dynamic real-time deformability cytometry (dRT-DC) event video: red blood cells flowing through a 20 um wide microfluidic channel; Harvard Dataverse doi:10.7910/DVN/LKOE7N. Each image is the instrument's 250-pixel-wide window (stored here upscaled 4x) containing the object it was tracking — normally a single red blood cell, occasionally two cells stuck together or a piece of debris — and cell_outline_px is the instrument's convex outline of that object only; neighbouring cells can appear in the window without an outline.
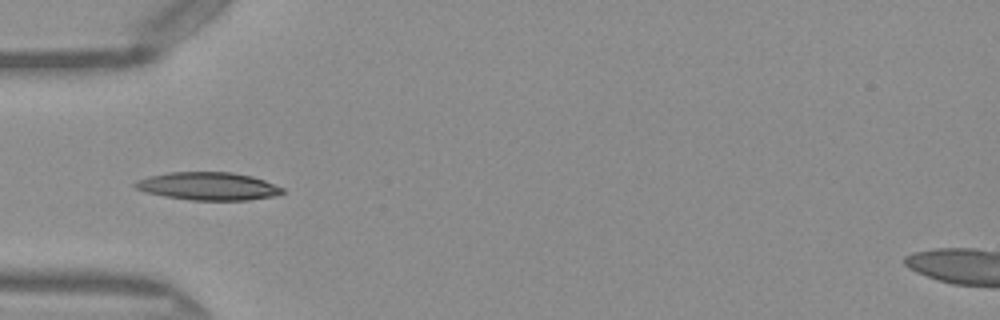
{"species": "Egyptian fruit bat (a non-hibernating species)", "species_latin": "Rousettus aegyptiacus", "temperature_condition": "warm", "stored_images_in_passage": 15, "camera_frame_rate_fps": 3000, "um_per_image_px": 0.085, "frame": {"image": 1, "passage_image": 3, "time_ms": 0.667, "image_size_px": [1000, 320], "cell_outline_px": [[284, 192], [276, 196], [248, 200], [192, 200], [164, 196], [148, 192], [136, 188], [132, 184], [136, 180], [148, 176], [168, 172], [232, 172], [252, 176], [264, 180], [284, 188]], "centroid_in_image_um": [17.71, 15.82], "position_along_channel_um": 67.3, "area_um2": 23.99}}
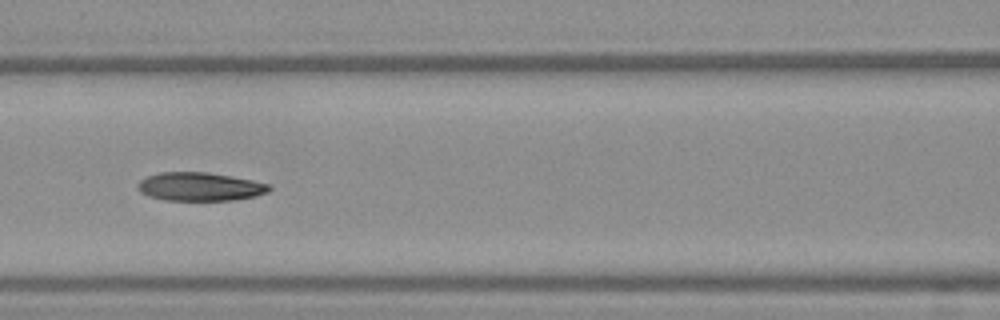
{"frame": {"image": 2, "passage_image": 9, "time_ms": 2.667, "image_size_px": [1000, 320], "cell_outline_px": [[272, 188], [268, 192], [256, 196], [232, 200], [168, 200], [148, 196], [140, 192], [136, 184], [140, 180], [148, 176], [160, 172], [208, 172], [252, 180], [268, 184]], "centroid_in_image_um": [16.98, 15.86], "position_along_channel_um": 149.6, "area_um2": 21.73}}